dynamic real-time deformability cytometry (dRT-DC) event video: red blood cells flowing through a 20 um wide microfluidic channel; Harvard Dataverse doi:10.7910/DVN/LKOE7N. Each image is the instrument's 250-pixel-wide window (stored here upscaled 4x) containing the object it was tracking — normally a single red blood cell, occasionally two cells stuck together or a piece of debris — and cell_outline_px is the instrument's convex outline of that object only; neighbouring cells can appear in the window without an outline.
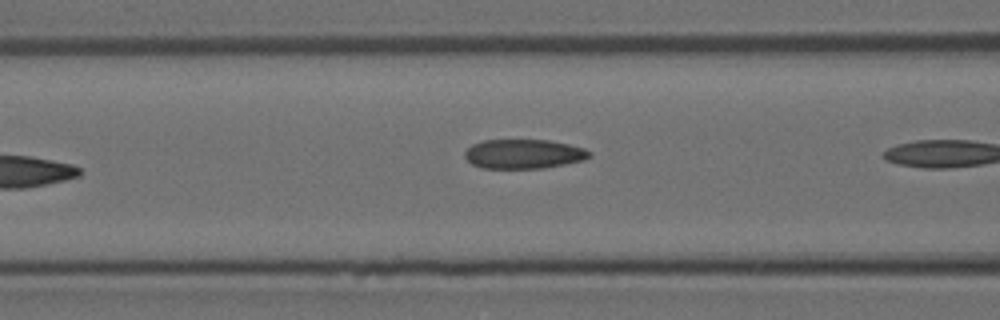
{"species": "Egyptian fruit bat (a non-hibernating species)", "species_latin": "Rousettus aegyptiacus", "temperature_condition": "room temperature", "stored_images_in_passage": 7, "camera_frame_rate_fps": 3000, "um_per_image_px": 0.085, "animal": {"sex": "female"}, "frame": {"image": 1, "passage_image": 6, "time_ms": 5.667, "image_size_px": [1000, 320], "cell_outline_px": [[592, 156], [584, 160], [544, 168], [480, 168], [472, 164], [464, 156], [464, 152], [472, 144], [484, 140], [548, 140], [568, 144], [584, 148], [592, 152]], "centroid_in_image_um": [44.52, 13.09], "position_along_channel_um": 122.1, "area_um2": 21.39}}